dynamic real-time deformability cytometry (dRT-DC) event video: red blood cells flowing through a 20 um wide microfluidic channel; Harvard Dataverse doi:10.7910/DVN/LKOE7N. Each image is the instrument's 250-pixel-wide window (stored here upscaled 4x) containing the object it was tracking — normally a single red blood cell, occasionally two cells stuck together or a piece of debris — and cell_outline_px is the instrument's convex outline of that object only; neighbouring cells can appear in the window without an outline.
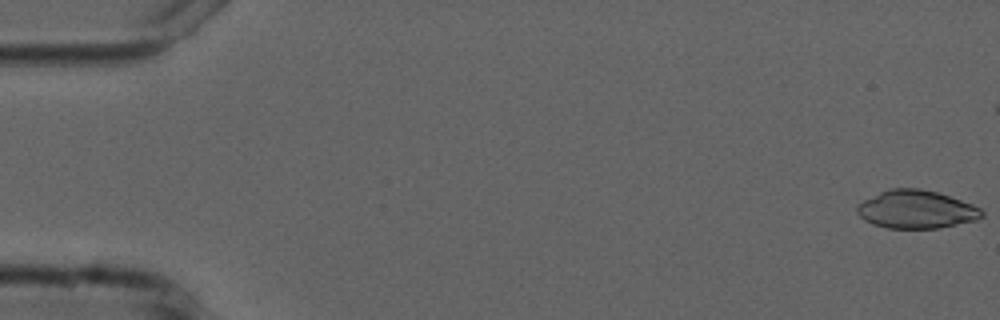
{"species": "common noctule bat (a hibernating species)", "species_latin": "Nyctalus noctula", "temperature_condition": "cold", "stored_images_in_passage": 5, "camera_frame_rate_fps": 3000, "um_per_image_px": 0.085, "animal": {"sex": "male", "forearm_length_mm": 52.5}, "frame": {"image": 1, "passage_image": 1, "time_ms": 0.0, "image_size_px": [1000, 320], "cell_outline_px": [[984, 216], [976, 220], [940, 228], [888, 228], [872, 224], [864, 220], [856, 212], [856, 204], [880, 192], [892, 188], [920, 188], [936, 192], [972, 204], [980, 208], [984, 212]], "centroid_in_image_um": [77.87, 17.8], "position_along_channel_um": 7.1, "area_um2": 27.69}}